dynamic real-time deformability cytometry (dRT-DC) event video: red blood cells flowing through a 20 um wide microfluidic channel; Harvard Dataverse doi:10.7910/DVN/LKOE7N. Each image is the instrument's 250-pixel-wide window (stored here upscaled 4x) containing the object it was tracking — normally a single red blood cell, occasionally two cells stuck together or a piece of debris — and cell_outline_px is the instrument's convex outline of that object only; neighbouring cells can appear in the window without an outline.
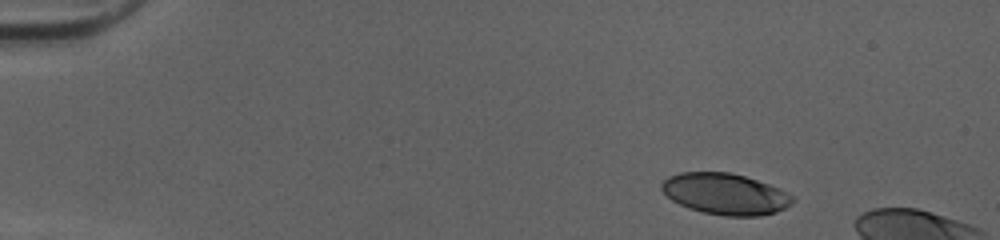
{"species": "human", "species_latin": "Homo sapiens", "temperature_condition": "cold", "stored_images_in_passage": 11, "camera_frame_rate_fps": 3000, "um_per_image_px": 0.085, "donor": {"sex": "female"}, "frame": {"image": 1, "passage_image": 1, "time_ms": 0.0, "image_size_px": [1000, 240], "cell_outline_px": [[796, 200], [792, 204], [776, 212], [760, 216], [724, 216], [704, 212], [688, 208], [672, 200], [660, 188], [660, 184], [668, 176], [680, 172], [728, 172], [744, 176], [768, 184], [792, 196]], "centroid_in_image_um": [61.62, 16.49], "position_along_channel_um": 23.4, "area_um2": 31.27}}